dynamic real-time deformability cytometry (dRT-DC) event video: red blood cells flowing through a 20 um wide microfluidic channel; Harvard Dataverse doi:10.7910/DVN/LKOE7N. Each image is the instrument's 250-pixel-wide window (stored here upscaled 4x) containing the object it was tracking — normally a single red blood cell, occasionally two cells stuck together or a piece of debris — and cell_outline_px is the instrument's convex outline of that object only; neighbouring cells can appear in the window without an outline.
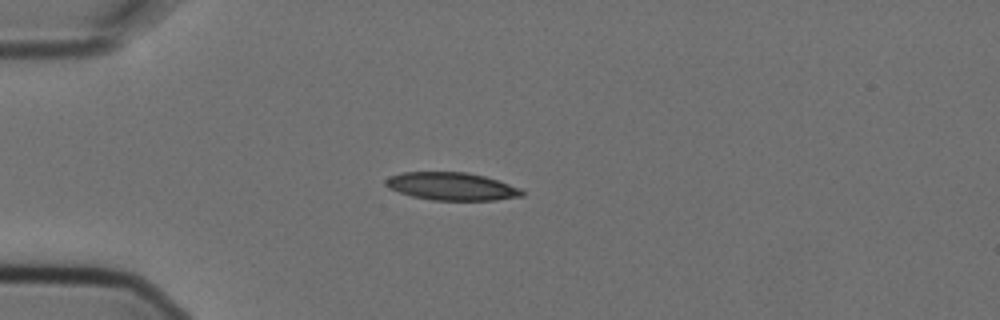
{"species": "Egyptian fruit bat (a non-hibernating species)", "species_latin": "Rousettus aegyptiacus", "temperature_condition": "cold", "stored_images_in_passage": 4, "camera_frame_rate_fps": 3000, "um_per_image_px": 0.085, "animal": {"sex": "female"}, "frame": {"image": 1, "passage_image": 3, "time_ms": 0.667, "image_size_px": [1000, 320], "cell_outline_px": [[524, 196], [496, 200], [432, 200], [412, 196], [388, 188], [384, 184], [384, 180], [388, 176], [404, 172], [468, 172], [484, 176], [520, 188], [524, 192]], "centroid_in_image_um": [38.36, 15.84], "position_along_channel_um": 46.6, "area_um2": 22.08}}